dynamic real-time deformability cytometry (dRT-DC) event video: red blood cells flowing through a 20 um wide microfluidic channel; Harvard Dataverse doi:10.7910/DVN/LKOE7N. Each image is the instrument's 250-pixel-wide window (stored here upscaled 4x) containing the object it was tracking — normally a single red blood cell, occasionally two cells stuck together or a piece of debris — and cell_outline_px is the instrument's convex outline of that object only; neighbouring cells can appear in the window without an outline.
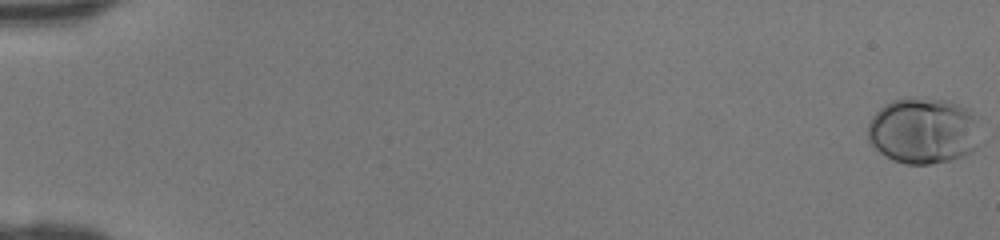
{"species": "human", "species_latin": "Homo sapiens", "temperature_condition": "room temperature", "stored_images_in_passage": 47, "camera_frame_rate_fps": 3000, "um_per_image_px": 0.085, "donor": {"sex": "female"}, "frame": {"image": 1, "passage_image": 1, "time_ms": 0.0, "image_size_px": [1000, 240], "cell_outline_px": [[976, 148], [972, 152], [964, 156], [932, 164], [908, 164], [892, 160], [880, 152], [868, 140], [868, 124], [872, 116], [884, 104], [892, 100], [948, 100], [968, 108], [976, 116]], "centroid_in_image_um": [78.46, 11.14], "position_along_channel_um": 6.5, "area_um2": 42.71}}
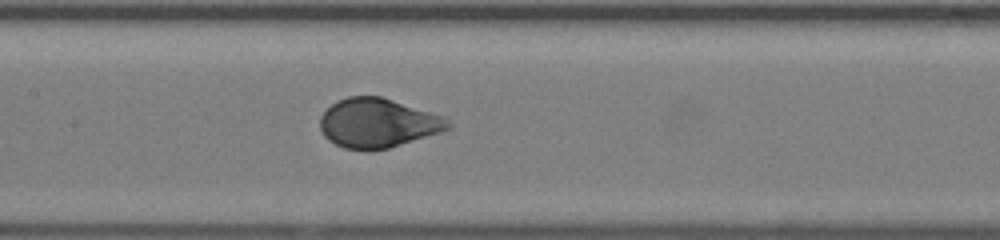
{"frame": {"image": 2, "passage_image": 25, "time_ms": 8.0, "image_size_px": [1000, 240], "cell_outline_px": [[452, 128], [444, 132], [388, 148], [344, 148], [328, 140], [324, 136], [320, 128], [320, 116], [332, 104], [348, 96], [380, 96], [444, 116], [452, 124]], "centroid_in_image_um": [32.16, 10.45], "position_along_channel_um": 175.2, "area_um2": 36.41}}
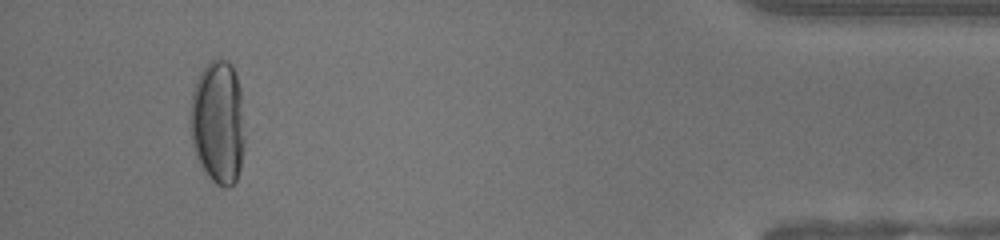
{"frame": {"image": 3, "passage_image": 45, "time_ms": 14.667, "image_size_px": [1000, 240], "cell_outline_px": [[244, 148], [240, 168], [236, 180], [228, 188], [224, 188], [216, 184], [208, 176], [200, 164], [196, 156], [192, 144], [188, 120], [192, 92], [196, 80], [200, 72], [216, 56], [228, 60], [232, 64], [240, 88], [244, 136]], "centroid_in_image_um": [18.5, 10.38], "position_along_channel_um": 416.7, "area_um2": 39.82}}